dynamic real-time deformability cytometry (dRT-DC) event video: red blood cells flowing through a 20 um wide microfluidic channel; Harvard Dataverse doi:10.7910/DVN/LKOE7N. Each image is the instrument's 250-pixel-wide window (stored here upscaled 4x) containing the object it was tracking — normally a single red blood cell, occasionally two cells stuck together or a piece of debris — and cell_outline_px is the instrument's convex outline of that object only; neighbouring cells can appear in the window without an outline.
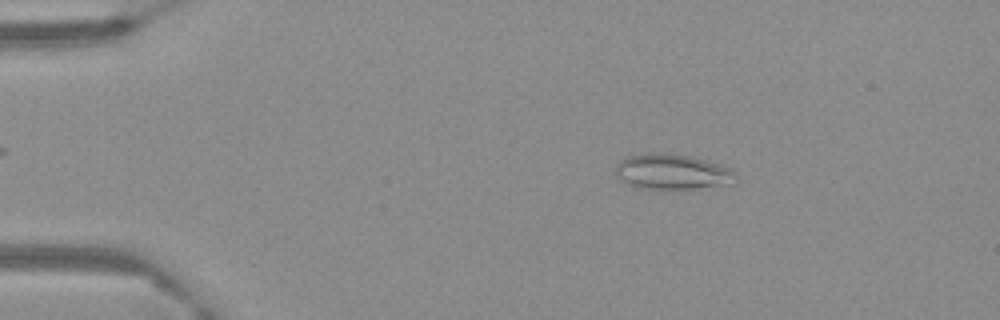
{"species": "Egyptian fruit bat (a non-hibernating species)", "species_latin": "Rousettus aegyptiacus", "temperature_condition": "warm", "stored_images_in_passage": 55, "camera_frame_rate_fps": 3000, "um_per_image_px": 0.085, "frame": {"image": 1, "passage_image": 2, "time_ms": 0.333, "image_size_px": [1000, 320], "cell_outline_px": [[740, 180], [732, 184], [692, 188], [636, 188], [620, 180], [616, 176], [616, 164], [620, 160], [628, 156], [644, 152], [664, 152], [688, 156], [704, 160], [728, 168]], "centroid_in_image_um": [57.08, 14.59], "position_along_channel_um": 27.9, "area_um2": 24.68}}
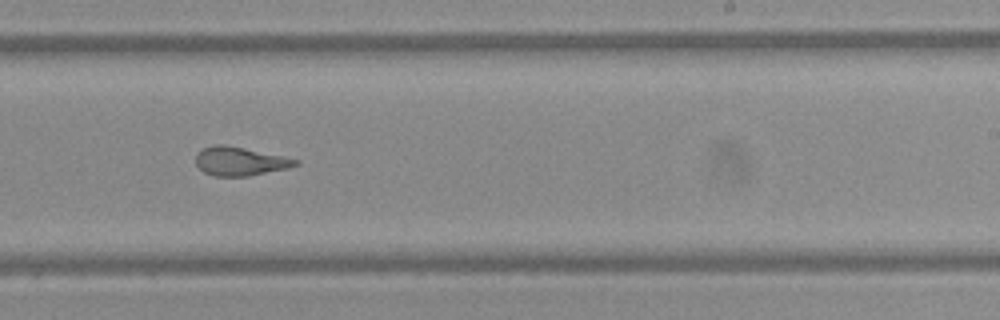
{"frame": {"image": 2, "passage_image": 31, "time_ms": 10.0, "image_size_px": [1000, 320], "cell_outline_px": [[300, 164], [288, 168], [248, 176], [212, 176], [204, 172], [196, 164], [196, 152], [204, 148], [216, 144], [224, 144], [284, 156], [300, 160]], "centroid_in_image_um": [20.4, 13.71], "position_along_channel_um": 268.6, "area_um2": 16.7}}
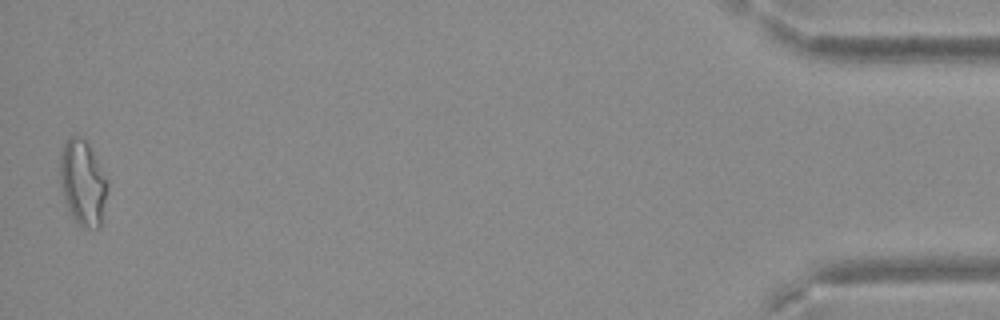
{"frame": {"image": 3, "passage_image": 54, "time_ms": 17.667, "image_size_px": [1000, 320], "cell_outline_px": [[108, 188], [100, 228], [84, 228], [72, 216], [68, 208], [60, 184], [60, 156], [64, 144], [72, 136], [76, 136], [84, 140], [88, 144], [108, 180]], "centroid_in_image_um": [7.05, 15.55], "position_along_channel_um": 428.1, "area_um2": 23.24}}